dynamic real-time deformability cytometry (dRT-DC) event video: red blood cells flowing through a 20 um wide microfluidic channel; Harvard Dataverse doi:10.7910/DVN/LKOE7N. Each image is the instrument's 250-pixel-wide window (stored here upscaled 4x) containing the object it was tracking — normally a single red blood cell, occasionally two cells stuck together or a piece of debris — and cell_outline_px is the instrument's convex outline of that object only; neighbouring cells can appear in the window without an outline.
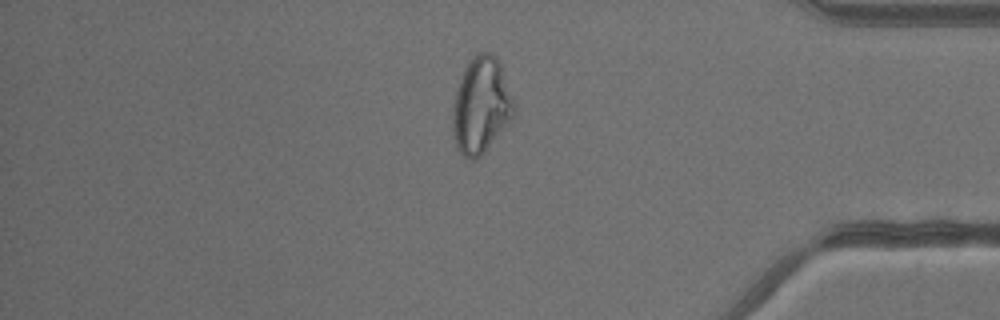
{"species": "common noctule bat (a hibernating species)", "species_latin": "Nyctalus noctula", "temperature_condition": "warm", "stored_images_in_passage": 40, "camera_frame_rate_fps": 3000, "um_per_image_px": 0.085, "animal": {"sex": "male", "body_mass_g": 13.3}, "frame": {"image": 1, "passage_image": 34, "time_ms": 11.0, "image_size_px": [1000, 320], "cell_outline_px": [[516, 116], [484, 152], [480, 156], [472, 160], [468, 160], [456, 148], [452, 132], [452, 108], [456, 92], [464, 68], [472, 56], [476, 52], [488, 52], [496, 56], [500, 64], [516, 104]], "centroid_in_image_um": [40.91, 8.98], "position_along_channel_um": 394.3, "area_um2": 34.85}}